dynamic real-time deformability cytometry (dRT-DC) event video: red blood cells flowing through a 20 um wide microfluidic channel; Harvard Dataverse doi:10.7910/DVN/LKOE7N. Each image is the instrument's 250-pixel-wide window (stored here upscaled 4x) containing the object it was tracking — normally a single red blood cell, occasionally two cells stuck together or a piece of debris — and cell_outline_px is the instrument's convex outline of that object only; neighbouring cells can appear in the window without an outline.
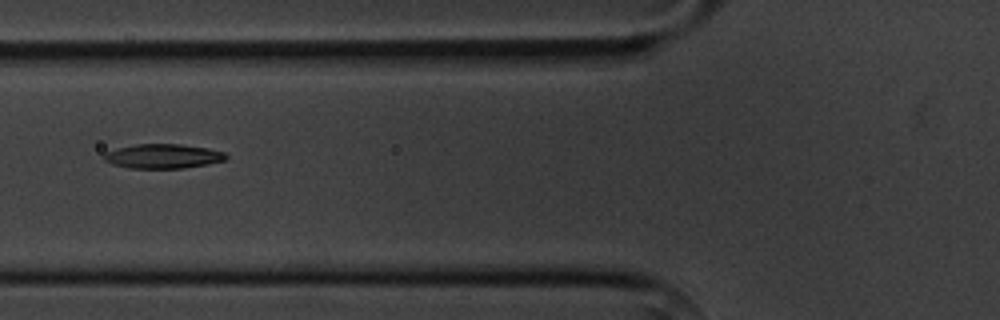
{"species": "common noctule bat (a hibernating species)", "species_latin": "Nyctalus noctula", "temperature_condition": "cold", "stored_images_in_passage": 5, "camera_frame_rate_fps": 3000, "um_per_image_px": 0.085, "animal": {"sex": "male", "body_mass_g": 20.1, "forearm_length_mm": 53.5}, "frame": {"image": 1, "passage_image": 3, "time_ms": 2.333, "image_size_px": [1000, 320], "cell_outline_px": [[228, 156], [224, 160], [208, 164], [184, 168], [128, 168], [112, 164], [104, 160], [104, 152], [116, 148], [136, 144], [180, 144], [208, 148], [224, 152]], "centroid_in_image_um": [13.83, 13.27], "position_along_channel_um": 112.0, "area_um2": 17.4}}
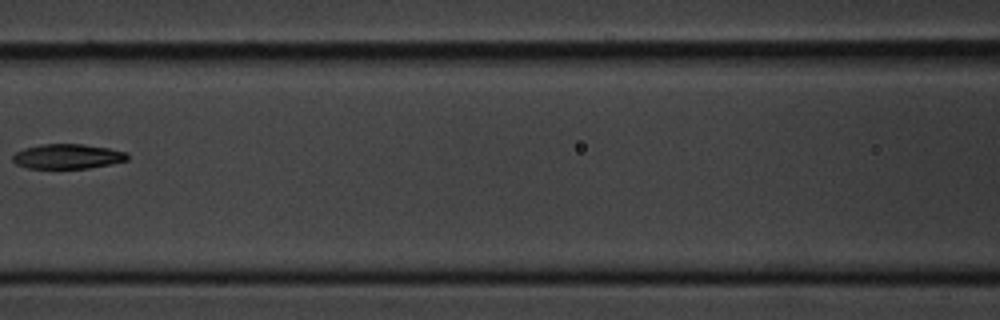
{"frame": {"image": 2, "passage_image": 4, "time_ms": 3.667, "image_size_px": [1000, 320], "cell_outline_px": [[128, 160], [88, 168], [28, 168], [16, 164], [12, 160], [12, 156], [16, 152], [24, 148], [40, 144], [84, 144], [108, 148], [124, 152], [128, 156]], "centroid_in_image_um": [5.7, 13.29], "position_along_channel_um": 160.9, "area_um2": 16.42}}
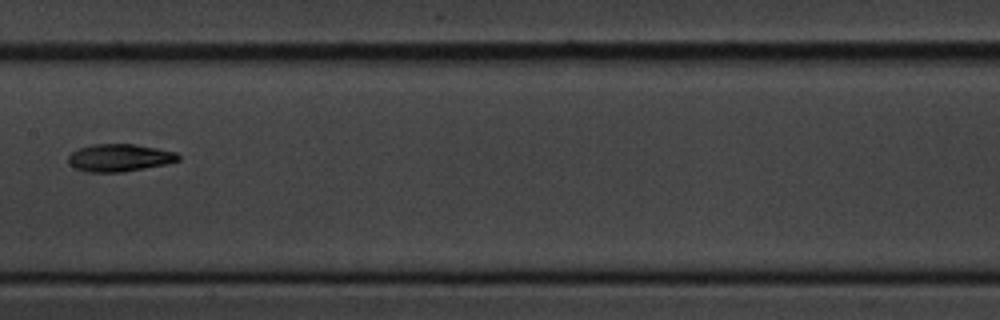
{"frame": {"image": 3, "passage_image": 5, "time_ms": 4.667, "image_size_px": [1000, 320], "cell_outline_px": [[180, 160], [168, 164], [120, 172], [88, 172], [76, 168], [68, 160], [68, 156], [72, 152], [80, 148], [92, 144], [136, 144], [176, 152], [180, 156]], "centroid_in_image_um": [10.19, 13.4], "position_along_channel_um": 197.2, "area_um2": 17.51}}